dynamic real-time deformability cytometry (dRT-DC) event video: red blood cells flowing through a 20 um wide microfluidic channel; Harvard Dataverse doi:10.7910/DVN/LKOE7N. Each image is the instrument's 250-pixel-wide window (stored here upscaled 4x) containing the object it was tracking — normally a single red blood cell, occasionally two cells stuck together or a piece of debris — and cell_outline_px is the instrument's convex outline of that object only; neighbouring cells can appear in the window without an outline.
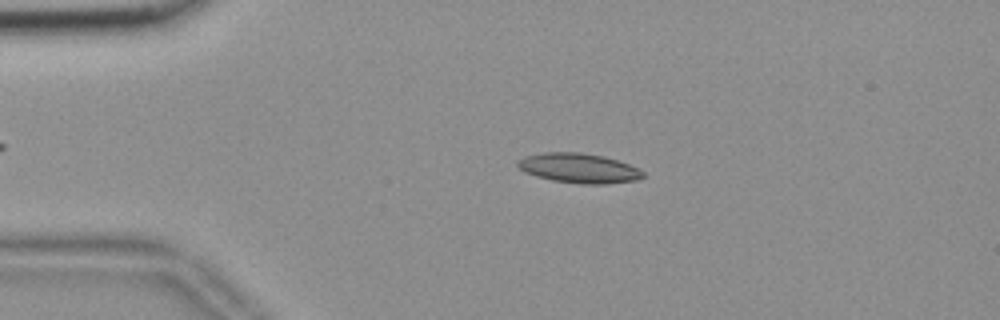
{"species": "common noctule bat (a hibernating species)", "species_latin": "Nyctalus noctula", "temperature_condition": "room temperature", "stored_images_in_passage": 48, "camera_frame_rate_fps": 3000, "um_per_image_px": 0.085, "animal": {"sex": "female", "body_mass_g": 18.4}, "frame": {"image": 1, "passage_image": 11, "time_ms": 3.333, "image_size_px": [1000, 320], "cell_outline_px": [[644, 176], [636, 180], [604, 184], [580, 184], [552, 180], [536, 176], [524, 172], [516, 164], [516, 160], [524, 156], [544, 152], [580, 152], [604, 156], [628, 164], [644, 172]], "centroid_in_image_um": [49.15, 14.29], "position_along_channel_um": 35.8, "area_um2": 21.68}}
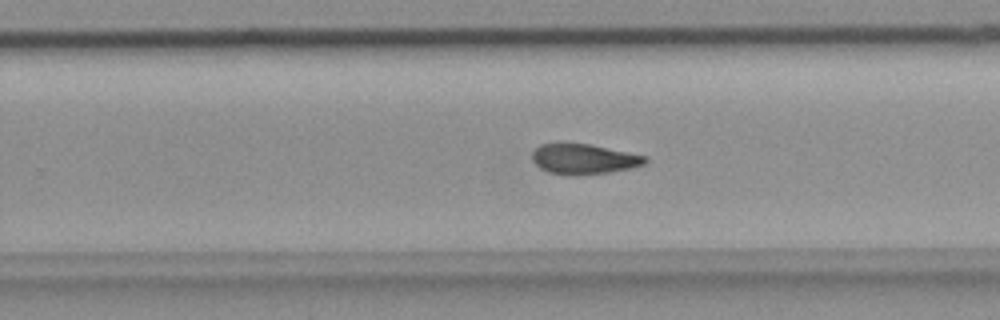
{"frame": {"image": 2, "passage_image": 34, "time_ms": 11.0, "image_size_px": [1000, 320], "cell_outline_px": [[648, 160], [644, 164], [632, 168], [608, 172], [576, 176], [568, 176], [548, 172], [540, 168], [532, 160], [532, 152], [540, 144], [588, 144], [644, 156]], "centroid_in_image_um": [49.58, 13.54], "position_along_channel_um": 280.2, "area_um2": 19.65}}
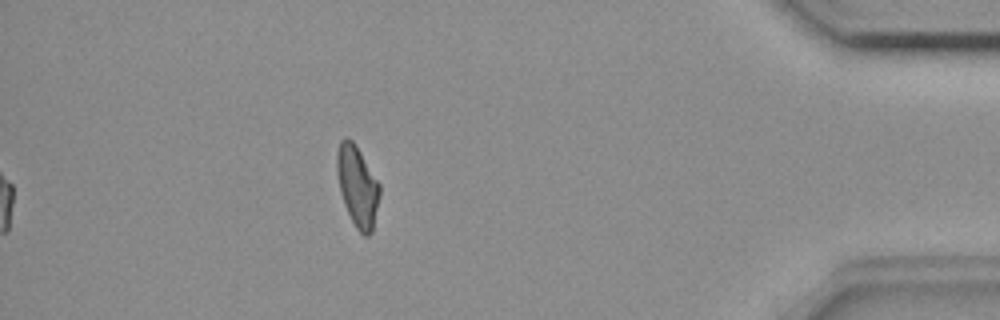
{"frame": {"image": 3, "passage_image": 48, "time_ms": 15.667, "image_size_px": [1000, 320], "cell_outline_px": [[380, 196], [372, 232], [368, 236], [364, 236], [356, 228], [344, 204], [340, 192], [336, 172], [336, 152], [340, 140], [344, 136], [348, 136], [356, 144], [380, 184]], "centroid_in_image_um": [30.37, 15.78], "position_along_channel_um": 404.8, "area_um2": 20.4}, "authors_computed_cell_mechanics": {"area_um2": 20.4612, "velocity_mm_per_s": 3.6765, "shape_relaxation_time_tau1_ms": null, "shape_relaxation_time_tau2_ms": 6.0248, "deformation_change_tau1": null, "deformation_change_tau2": 0.1391}}